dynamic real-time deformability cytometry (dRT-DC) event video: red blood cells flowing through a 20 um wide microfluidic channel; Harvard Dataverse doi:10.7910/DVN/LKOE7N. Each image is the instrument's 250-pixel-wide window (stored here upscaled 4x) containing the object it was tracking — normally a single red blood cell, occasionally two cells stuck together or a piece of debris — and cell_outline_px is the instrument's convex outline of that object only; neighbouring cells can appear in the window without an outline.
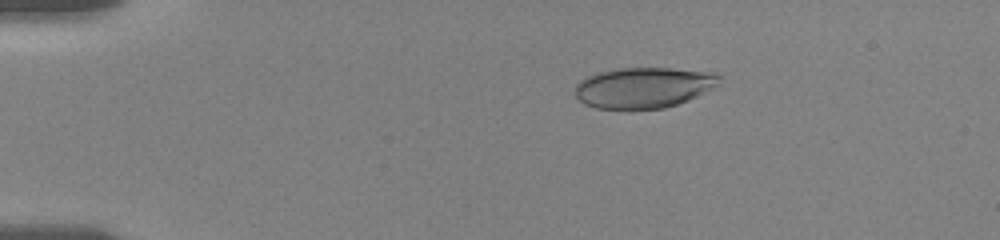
{"species": "human", "species_latin": "Homo sapiens", "temperature_condition": "room temperature", "stored_images_in_passage": 46, "camera_frame_rate_fps": 3000, "um_per_image_px": 0.085, "donor": {"sex": "female"}, "frame": {"image": 1, "passage_image": 1, "time_ms": 0.0, "image_size_px": [1000, 240], "cell_outline_px": [[720, 76], [716, 84], [712, 88], [688, 100], [664, 108], [632, 112], [596, 108], [584, 104], [576, 96], [576, 84], [580, 80], [588, 76], [600, 72], [620, 68], [668, 68], [712, 72]], "centroid_in_image_um": [54.65, 7.49], "position_along_channel_um": 30.4, "area_um2": 34.62}}
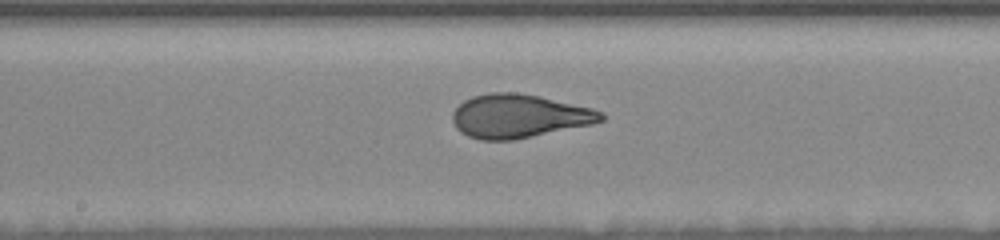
{"frame": {"image": 2, "passage_image": 21, "time_ms": 6.667, "image_size_px": [1000, 240], "cell_outline_px": [[604, 120], [592, 124], [516, 140], [480, 140], [468, 136], [460, 132], [456, 128], [452, 120], [452, 112], [464, 100], [472, 96], [488, 92], [520, 92], [540, 96], [592, 108], [604, 112]], "centroid_in_image_um": [44.1, 9.87], "position_along_channel_um": 204.1, "area_um2": 38.09}}
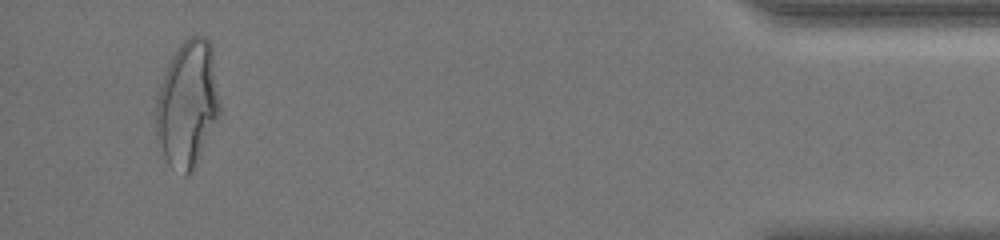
{"frame": {"image": 3, "passage_image": 44, "time_ms": 14.333, "image_size_px": [1000, 240], "cell_outline_px": [[220, 112], [196, 168], [184, 176], [168, 164], [156, 144], [156, 100], [160, 84], [168, 64], [176, 48], [188, 36], [204, 36], [212, 44], [220, 100]], "centroid_in_image_um": [15.94, 8.86], "position_along_channel_um": 419.3, "area_um2": 47.74}, "authors_computed_cell_mechanics": {"area_um2": 37.6856, "velocity_mm_per_s": 3.6208, "shape_relaxation_time_tau1_ms": 4.3343, "shape_relaxation_time_tau2_ms": null, "deformation_change_tau1": 0.1898, "deformation_change_tau2": null}}